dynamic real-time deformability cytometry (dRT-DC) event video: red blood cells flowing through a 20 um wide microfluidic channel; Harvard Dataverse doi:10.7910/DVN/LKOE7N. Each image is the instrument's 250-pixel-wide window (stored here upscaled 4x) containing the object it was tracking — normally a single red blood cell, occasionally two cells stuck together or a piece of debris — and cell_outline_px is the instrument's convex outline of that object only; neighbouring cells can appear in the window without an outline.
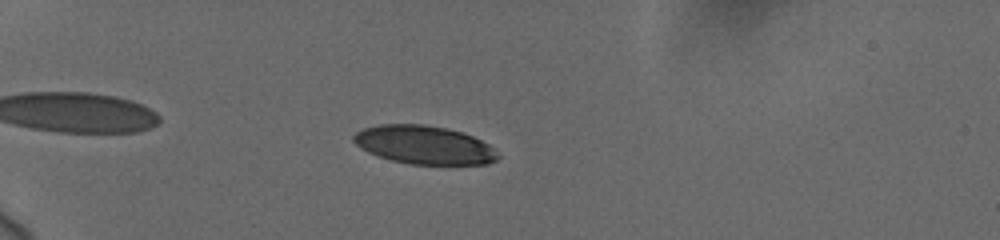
{"species": "human", "species_latin": "Homo sapiens", "temperature_condition": "cold", "stored_images_in_passage": 33, "camera_frame_rate_fps": 3000, "um_per_image_px": 0.085, "donor": {"sex": "female"}, "frame": {"image": 1, "passage_image": 1, "time_ms": 0.0, "image_size_px": [1000, 240], "cell_outline_px": [[500, 156], [496, 160], [488, 164], [408, 164], [392, 160], [368, 152], [360, 148], [352, 140], [352, 136], [356, 132], [364, 128], [380, 124], [424, 124], [444, 128], [460, 132], [472, 136], [488, 144]], "centroid_in_image_um": [36.02, 12.32], "position_along_channel_um": 49.0, "area_um2": 32.08}}
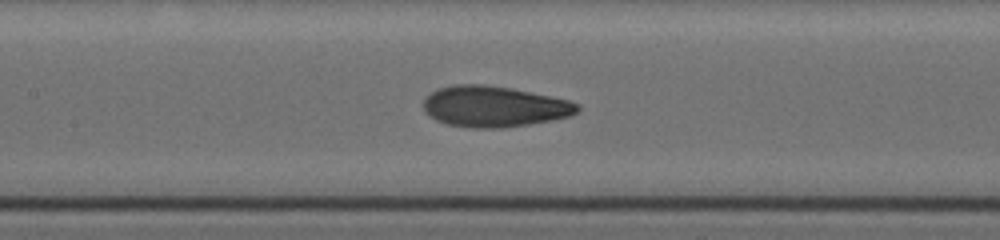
{"frame": {"image": 2, "passage_image": 13, "time_ms": 4.333, "image_size_px": [1000, 240], "cell_outline_px": [[580, 108], [572, 116], [552, 120], [528, 124], [500, 128], [472, 128], [448, 124], [436, 120], [424, 112], [424, 100], [436, 88], [452, 84], [484, 84], [512, 88], [568, 100], [580, 104]], "centroid_in_image_um": [41.99, 9.05], "position_along_channel_um": 165.4, "area_um2": 36.76}}
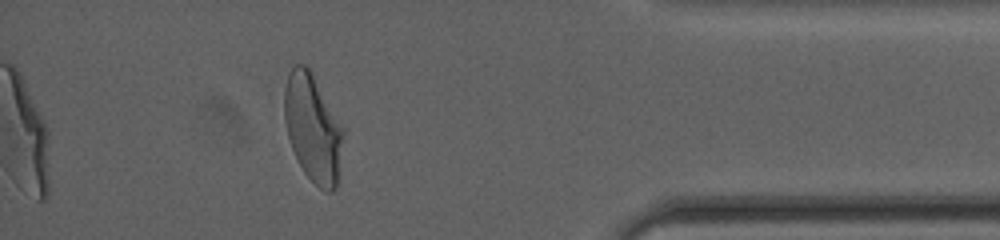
{"frame": {"image": 3, "passage_image": 29, "time_ms": 11.667, "image_size_px": [1000, 240], "cell_outline_px": [[344, 132], [336, 188], [332, 192], [328, 192], [320, 188], [304, 172], [292, 148], [288, 136], [284, 120], [284, 88], [288, 72], [296, 64], [304, 64], [312, 72], [344, 128]], "centroid_in_image_um": [26.58, 10.85], "position_along_channel_um": 408.6, "area_um2": 36.76}, "authors_computed_cell_mechanics": {"area_um2": 35.4892, "velocity_mm_per_s": 3.7104, "shape_relaxation_time_tau1_ms": 4.2881, "shape_relaxation_time_tau2_ms": 1.2944, "deformation_change_tau1": 0.1806, "deformation_change_tau2": 0.0625}}